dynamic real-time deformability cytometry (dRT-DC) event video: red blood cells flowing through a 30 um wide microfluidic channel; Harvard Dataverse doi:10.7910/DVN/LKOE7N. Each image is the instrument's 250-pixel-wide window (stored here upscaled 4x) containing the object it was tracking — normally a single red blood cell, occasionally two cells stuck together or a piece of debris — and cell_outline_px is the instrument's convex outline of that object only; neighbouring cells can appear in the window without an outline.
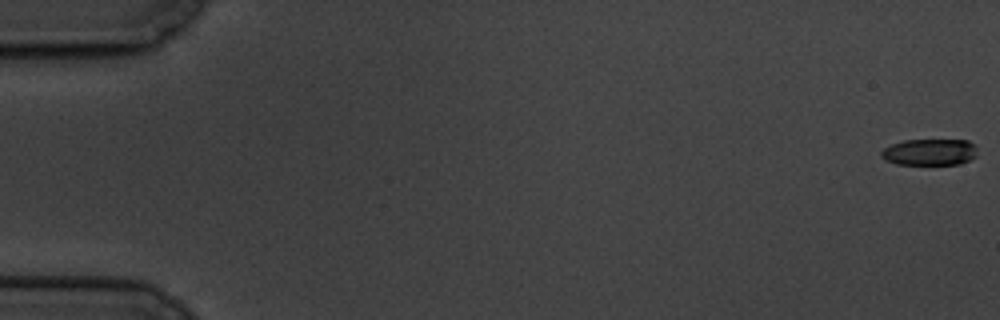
{"species": "common noctule bat (a hibernating species)", "species_latin": "Nyctalus noctula", "temperature_condition": "cold", "stored_images_in_passage": 11, "camera_frame_rate_fps": 3000, "um_per_image_px": 0.085, "animal": {"sex": "male", "body_mass_g": 19.5, "forearm_length_mm": 54.6}, "frame": {"image": 1, "passage_image": 1, "time_ms": 0.0, "image_size_px": [1000, 320], "cell_outline_px": [[976, 156], [960, 164], [896, 164], [884, 160], [880, 156], [880, 152], [884, 148], [892, 144], [904, 140], [968, 140], [976, 144]], "centroid_in_image_um": [79.01, 12.92], "position_along_channel_um": 6.0, "area_um2": 14.91}}
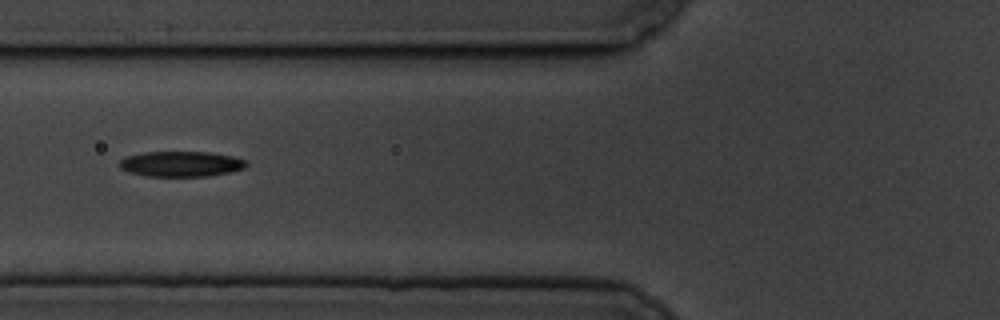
{"frame": {"image": 2, "passage_image": 7, "time_ms": 7.667, "image_size_px": [1000, 320], "cell_outline_px": [[248, 164], [244, 168], [228, 172], [208, 176], [144, 176], [128, 172], [120, 168], [120, 160], [124, 156], [144, 152], [212, 152], [232, 156], [244, 160]], "centroid_in_image_um": [15.35, 13.93], "position_along_channel_um": 110.5, "area_um2": 18.79}}
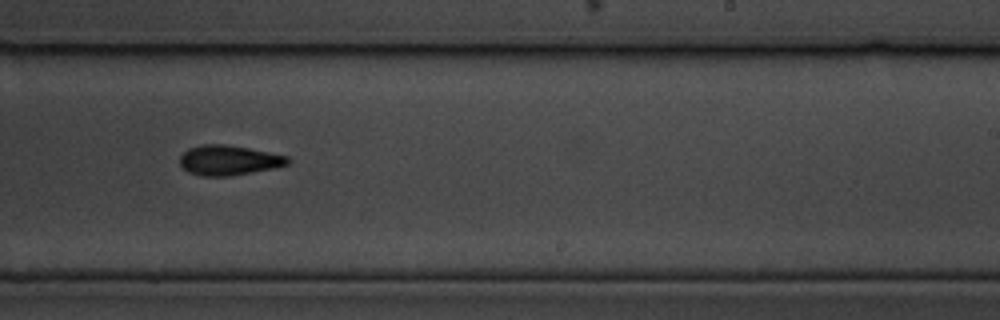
{"frame": {"image": 3, "passage_image": 11, "time_ms": 12.333, "image_size_px": [1000, 320], "cell_outline_px": [[292, 160], [288, 164], [272, 168], [228, 176], [200, 176], [188, 172], [180, 164], [180, 156], [188, 148], [204, 144], [224, 144], [248, 148], [288, 156]], "centroid_in_image_um": [19.43, 13.62], "position_along_channel_um": 269.6, "area_um2": 18.67}}